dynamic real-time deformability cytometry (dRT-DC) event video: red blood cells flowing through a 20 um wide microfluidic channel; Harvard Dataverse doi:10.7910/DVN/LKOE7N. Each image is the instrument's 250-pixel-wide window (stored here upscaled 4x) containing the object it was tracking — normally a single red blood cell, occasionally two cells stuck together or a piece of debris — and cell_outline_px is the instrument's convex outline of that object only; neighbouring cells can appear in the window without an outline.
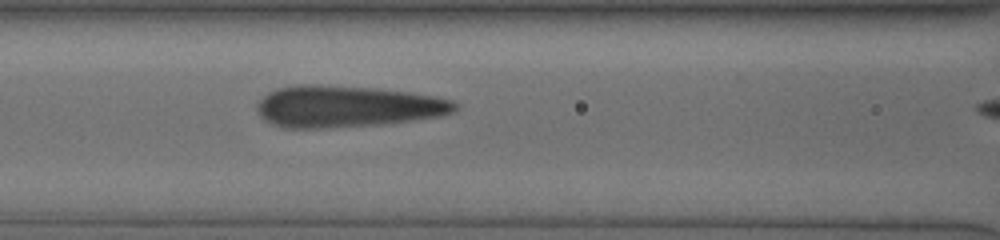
{"species": "human", "species_latin": "Homo sapiens", "temperature_condition": "cold", "stored_images_in_passage": 42, "camera_frame_rate_fps": 3000, "um_per_image_px": 0.085, "donor": {"sex": "male"}, "frame": {"image": 1, "passage_image": 19, "time_ms": 6.0, "image_size_px": [1000, 240], "cell_outline_px": [[456, 112], [440, 116], [412, 120], [380, 124], [320, 128], [284, 128], [272, 124], [264, 120], [260, 116], [256, 108], [256, 104], [268, 92], [276, 88], [300, 84], [320, 84], [376, 88], [408, 92], [432, 96], [452, 100], [456, 104]], "centroid_in_image_um": [29.45, 9.04], "position_along_channel_um": 137.2, "area_um2": 48.03}}
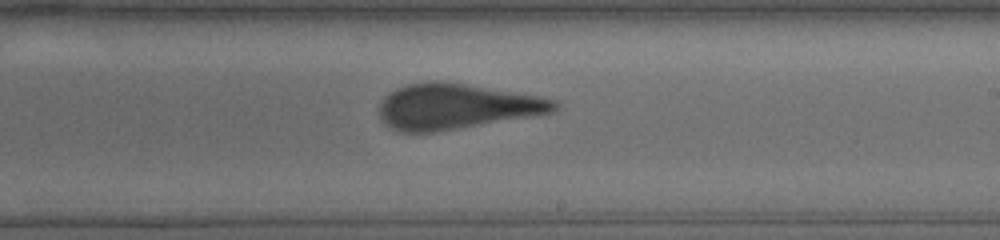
{"frame": {"image": 2, "passage_image": 28, "time_ms": 9.0, "image_size_px": [1000, 240], "cell_outline_px": [[560, 104], [552, 112], [432, 132], [400, 132], [384, 124], [380, 116], [380, 104], [384, 96], [388, 92], [396, 88], [408, 84], [432, 80], [436, 80], [464, 84], [540, 96], [556, 100]], "centroid_in_image_um": [38.72, 9.03], "position_along_channel_um": 250.3, "area_um2": 45.72}}
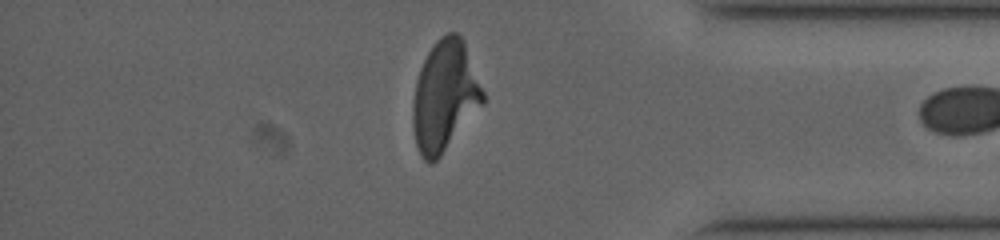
{"frame": {"image": 3, "passage_image": 41, "time_ms": 13.333, "image_size_px": [1000, 240], "cell_outline_px": [[484, 104], [440, 156], [432, 164], [428, 164], [424, 160], [416, 144], [412, 124], [412, 108], [416, 80], [420, 68], [428, 52], [436, 40], [440, 36], [448, 32], [456, 32], [464, 40], [484, 92]], "centroid_in_image_um": [37.8, 8.16], "position_along_channel_um": 397.4, "area_um2": 45.14}}